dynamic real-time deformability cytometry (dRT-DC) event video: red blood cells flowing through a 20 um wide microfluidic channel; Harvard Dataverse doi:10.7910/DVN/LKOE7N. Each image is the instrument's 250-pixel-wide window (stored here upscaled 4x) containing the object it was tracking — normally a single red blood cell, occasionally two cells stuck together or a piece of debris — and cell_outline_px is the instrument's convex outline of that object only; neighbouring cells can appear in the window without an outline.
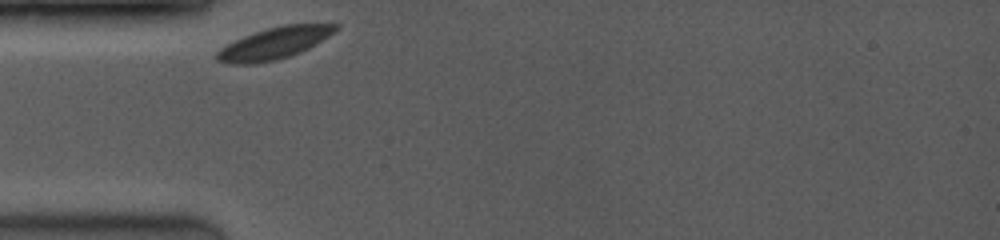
{"species": "common noctule bat (a hibernating species)", "species_latin": "Nyctalus noctula", "temperature_condition": "room temperature", "stored_images_in_passage": 2, "camera_frame_rate_fps": 3500, "um_per_image_px": 0.085, "animal": {"sex": "female", "body_mass_g": 19.0, "forearm_length_mm": 53.3}, "frame": {"image": 1, "passage_image": 1, "time_ms": 0.0, "image_size_px": [1000, 240], "cell_outline_px": [[340, 24], [328, 36], [308, 48], [300, 52], [276, 60], [256, 64], [228, 64], [216, 60], [216, 52], [220, 48], [244, 36], [268, 28], [284, 24]], "centroid_in_image_um": [23.26, 3.69], "position_along_channel_um": 61.7, "area_um2": 21.56}}